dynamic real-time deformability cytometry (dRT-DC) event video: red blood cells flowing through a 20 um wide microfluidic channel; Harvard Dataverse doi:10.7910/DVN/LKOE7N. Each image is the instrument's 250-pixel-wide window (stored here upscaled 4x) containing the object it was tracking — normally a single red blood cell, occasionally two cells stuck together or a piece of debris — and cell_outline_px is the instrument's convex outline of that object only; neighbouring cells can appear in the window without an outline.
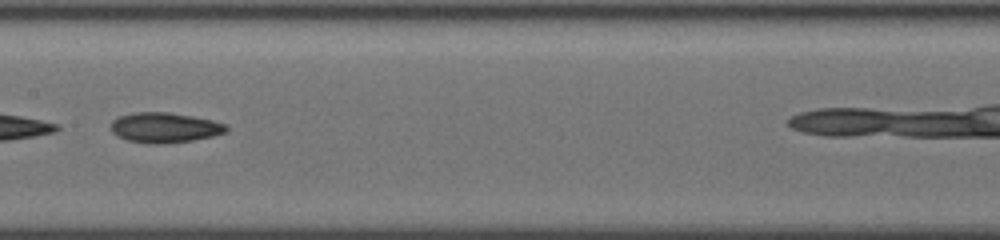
{"species": "common noctule bat (a hibernating species)", "species_latin": "Nyctalus noctula", "temperature_condition": "cold", "stored_images_in_passage": 29, "camera_frame_rate_fps": 3000, "um_per_image_px": 0.085, "animal": {"sex": "female", "body_mass_g": 19.5, "forearm_length_mm": 54.1}, "frame": {"image": 1, "passage_image": 17, "time_ms": 5.333, "image_size_px": [1000, 240], "cell_outline_px": [[228, 128], [224, 132], [212, 136], [192, 140], [164, 144], [152, 144], [128, 140], [116, 136], [108, 128], [112, 120], [120, 116], [136, 112], [168, 112], [192, 116], [212, 120], [224, 124]], "centroid_in_image_um": [13.93, 10.85], "position_along_channel_um": 193.5, "area_um2": 20.23}}